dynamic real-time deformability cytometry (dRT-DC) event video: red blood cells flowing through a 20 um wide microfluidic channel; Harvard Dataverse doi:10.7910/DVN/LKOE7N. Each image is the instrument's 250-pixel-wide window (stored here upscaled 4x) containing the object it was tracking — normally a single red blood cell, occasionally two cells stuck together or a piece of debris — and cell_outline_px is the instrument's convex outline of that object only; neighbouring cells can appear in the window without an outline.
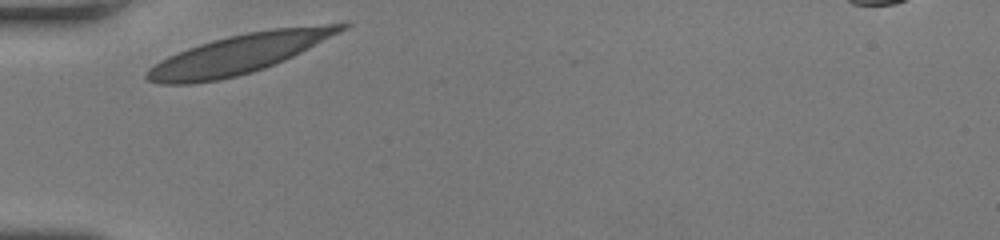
{"species": "human", "species_latin": "Homo sapiens", "temperature_condition": "room temperature", "stored_images_in_passage": 27, "camera_frame_rate_fps": 3000, "um_per_image_px": 0.085, "donor": {"sex": "female"}, "frame": {"image": 1, "passage_image": 1, "time_ms": 0.0, "image_size_px": [1000, 240], "cell_outline_px": [[352, 24], [348, 28], [292, 56], [264, 68], [252, 72], [220, 80], [192, 84], [160, 84], [148, 80], [144, 76], [144, 72], [148, 68], [160, 60], [168, 56], [188, 48], [212, 40], [228, 36], [248, 32], [276, 28], [348, 20]], "centroid_in_image_um": [20.37, 4.56], "position_along_channel_um": 64.6, "area_um2": 44.74}}
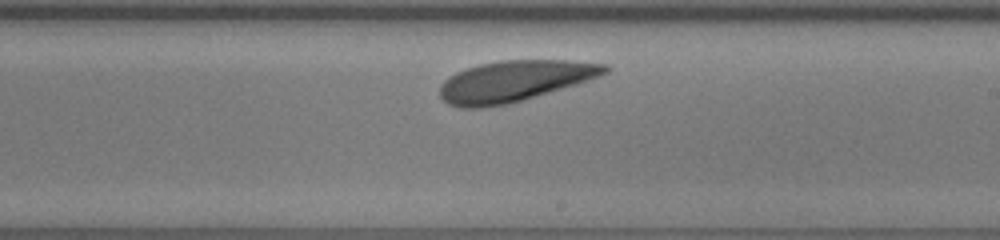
{"frame": {"image": 2, "passage_image": 16, "time_ms": 5.0, "image_size_px": [1000, 240], "cell_outline_px": [[612, 68], [608, 72], [600, 76], [576, 84], [524, 100], [508, 104], [484, 108], [460, 108], [448, 104], [440, 96], [440, 84], [444, 80], [456, 72], [480, 64], [500, 60], [568, 60], [608, 64]], "centroid_in_image_um": [43.74, 6.9], "position_along_channel_um": 245.3, "area_um2": 39.59}}
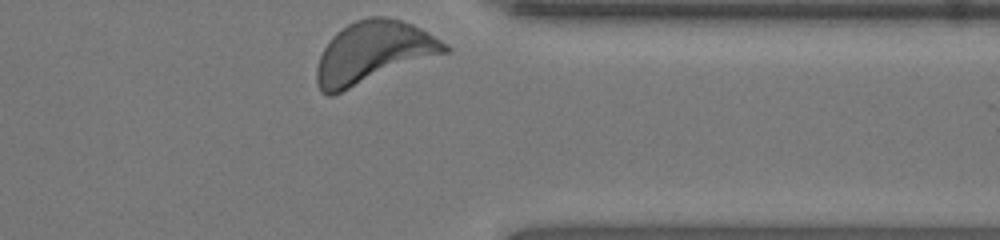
{"frame": {"image": 3, "passage_image": 27, "time_ms": 8.667, "image_size_px": [1000, 240], "cell_outline_px": [[448, 52], [332, 96], [328, 96], [320, 92], [316, 80], [316, 68], [320, 56], [324, 48], [332, 36], [336, 32], [348, 24], [356, 20], [372, 16], [384, 16], [400, 20], [412, 24], [420, 28], [448, 44]], "centroid_in_image_um": [31.69, 4.47], "position_along_channel_um": 379.7, "area_um2": 46.07}, "authors_computed_cell_mechanics": {"area_um2": 40.0554, "velocity_mm_per_s": 3.7327, "shape_relaxation_time_tau1_ms": 1.5729, "shape_relaxation_time_tau2_ms": null, "deformation_change_tau1": 0.1075, "deformation_change_tau2": null}}